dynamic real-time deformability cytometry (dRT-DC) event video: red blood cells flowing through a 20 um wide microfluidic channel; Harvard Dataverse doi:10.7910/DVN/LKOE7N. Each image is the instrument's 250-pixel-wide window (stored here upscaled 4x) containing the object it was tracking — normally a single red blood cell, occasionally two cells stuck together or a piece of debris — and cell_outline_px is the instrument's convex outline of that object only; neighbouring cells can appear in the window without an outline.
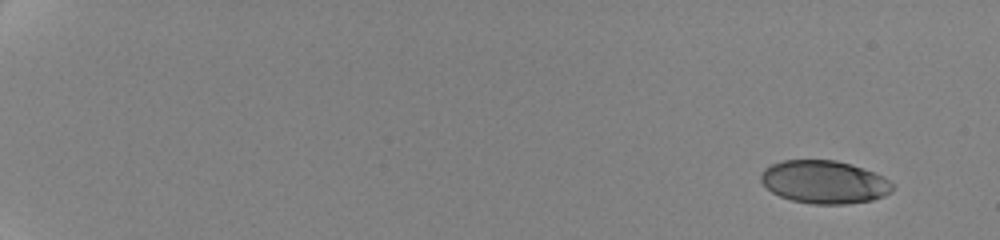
{"species": "human", "species_latin": "Homo sapiens", "temperature_condition": "cold", "stored_images_in_passage": 7, "camera_frame_rate_fps": 3000, "um_per_image_px": 0.085, "donor": {"sex": "female"}, "frame": {"image": 1, "passage_image": 1, "time_ms": 0.0, "image_size_px": [1000, 240], "cell_outline_px": [[892, 192], [884, 196], [872, 200], [848, 204], [812, 204], [792, 200], [780, 196], [772, 192], [760, 180], [760, 176], [764, 168], [772, 164], [784, 160], [836, 160], [852, 164], [884, 176], [892, 184]], "centroid_in_image_um": [70.07, 15.47], "position_along_channel_um": 14.9, "area_um2": 33.0}}
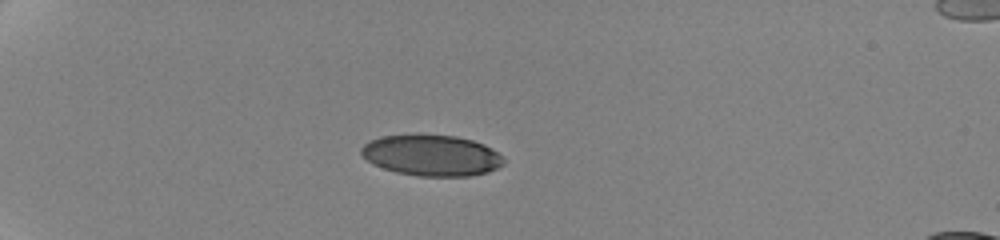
{"frame": {"image": 2, "passage_image": 5, "time_ms": 5.0, "image_size_px": [1000, 240], "cell_outline_px": [[504, 164], [488, 172], [468, 176], [420, 176], [396, 172], [372, 164], [360, 152], [360, 148], [364, 144], [380, 136], [416, 132], [456, 136], [472, 140], [484, 144], [492, 148], [504, 156]], "centroid_in_image_um": [36.68, 13.17], "position_along_channel_um": 48.3, "area_um2": 34.74}}
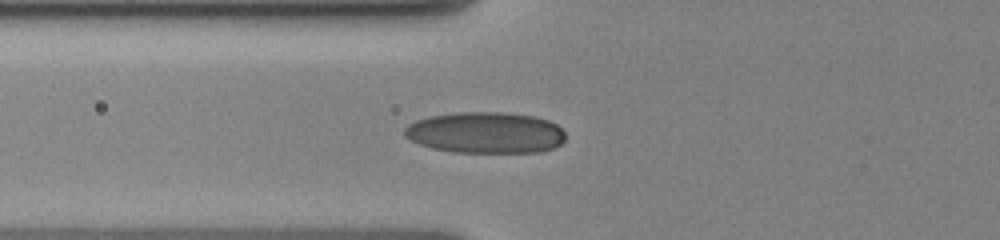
{"frame": {"image": 3, "passage_image": 7, "time_ms": 7.333, "image_size_px": [1000, 240], "cell_outline_px": [[564, 140], [560, 144], [552, 148], [540, 152], [456, 152], [432, 148], [420, 144], [404, 136], [404, 128], [408, 124], [416, 120], [432, 116], [456, 112], [500, 112], [536, 116], [548, 120], [556, 124], [564, 132]], "centroid_in_image_um": [41.27, 11.27], "position_along_channel_um": 84.5, "area_um2": 38.61}}